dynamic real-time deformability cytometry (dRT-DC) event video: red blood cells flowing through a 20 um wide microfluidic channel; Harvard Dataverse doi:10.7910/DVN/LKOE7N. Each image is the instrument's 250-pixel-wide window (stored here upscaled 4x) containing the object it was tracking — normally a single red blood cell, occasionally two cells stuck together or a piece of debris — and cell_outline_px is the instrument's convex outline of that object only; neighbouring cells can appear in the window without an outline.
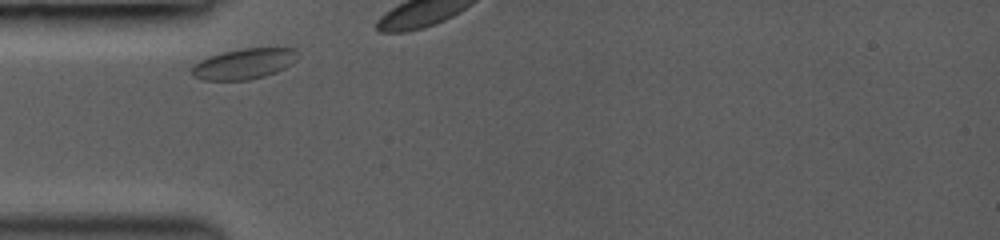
{"species": "common noctule bat (a hibernating species)", "species_latin": "Nyctalus noctula", "temperature_condition": "room temperature", "stored_images_in_passage": 3, "camera_frame_rate_fps": 3000, "um_per_image_px": 0.085, "animal": {"sex": "female", "body_mass_g": 19.0, "forearm_length_mm": 53.3}, "frame": {"image": 1, "passage_image": 1, "time_ms": 0.0, "image_size_px": [1000, 240], "cell_outline_px": [[300, 52], [296, 60], [292, 64], [276, 72], [264, 76], [248, 80], [204, 80], [192, 76], [192, 64], [208, 56], [224, 52], [244, 48], [296, 48]], "centroid_in_image_um": [20.76, 5.42], "position_along_channel_um": 64.2, "area_um2": 19.02}}
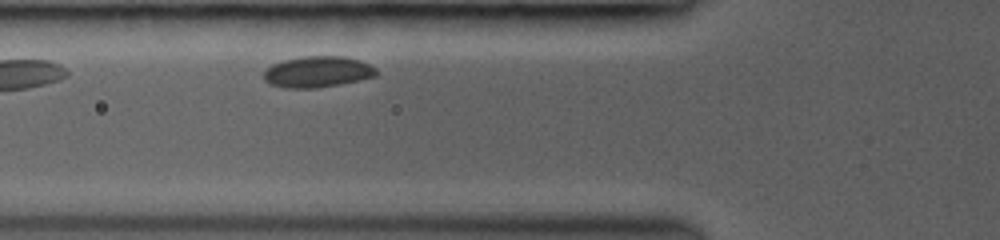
{"frame": {"image": 2, "passage_image": 3, "time_ms": 1.667, "image_size_px": [1000, 240], "cell_outline_px": [[376, 76], [360, 80], [340, 84], [316, 88], [284, 88], [268, 84], [264, 80], [264, 72], [272, 64], [284, 60], [300, 56], [344, 56], [360, 60], [376, 68]], "centroid_in_image_um": [26.97, 6.11], "position_along_channel_um": 98.8, "area_um2": 20.52}}